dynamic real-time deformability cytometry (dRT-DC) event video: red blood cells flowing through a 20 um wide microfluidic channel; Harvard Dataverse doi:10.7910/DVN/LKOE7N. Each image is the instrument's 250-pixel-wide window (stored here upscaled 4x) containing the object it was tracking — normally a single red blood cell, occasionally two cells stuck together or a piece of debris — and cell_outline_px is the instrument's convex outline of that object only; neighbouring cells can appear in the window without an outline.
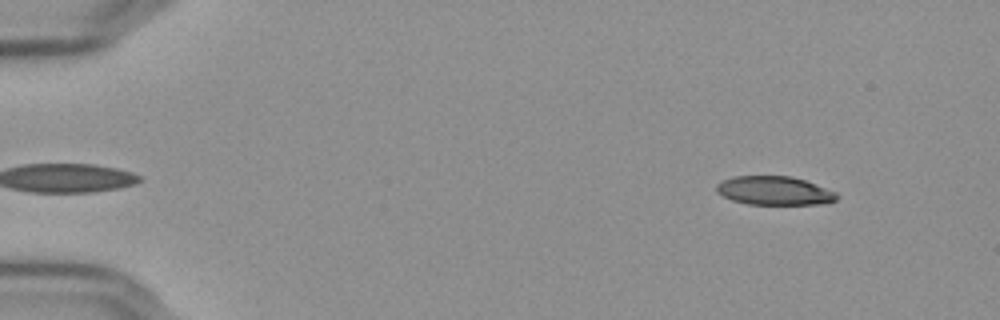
{"species": "Egyptian fruit bat (a non-hibernating species)", "species_latin": "Rousettus aegyptiacus", "temperature_condition": "cold", "stored_images_in_passage": 53, "camera_frame_rate_fps": 3000, "um_per_image_px": 0.085, "frame": {"image": 1, "passage_image": 3, "time_ms": 0.667, "image_size_px": [1000, 320], "cell_outline_px": [[840, 196], [836, 200], [828, 204], [748, 204], [732, 200], [716, 192], [716, 184], [724, 180], [736, 176], [788, 176], [804, 180], [836, 192]], "centroid_in_image_um": [65.84, 16.22], "position_along_channel_um": 19.2, "area_um2": 20.06}}
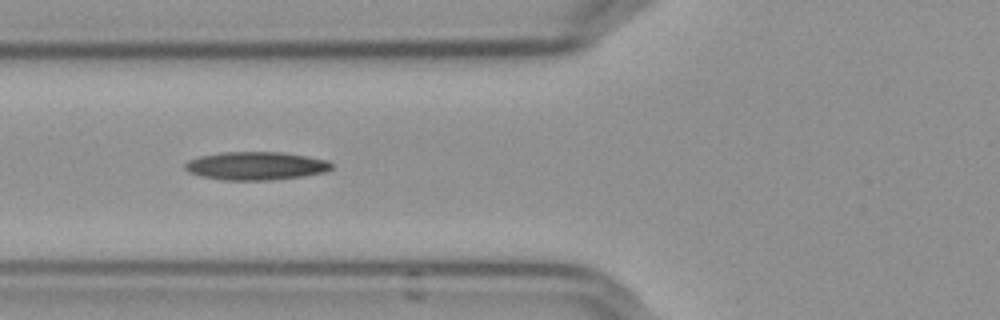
{"frame": {"image": 2, "passage_image": 19, "time_ms": 6.0, "image_size_px": [1000, 320], "cell_outline_px": [[332, 168], [324, 172], [304, 176], [268, 180], [224, 180], [200, 176], [188, 172], [184, 168], [184, 164], [188, 160], [200, 156], [224, 152], [280, 152], [328, 160], [332, 164]], "centroid_in_image_um": [21.72, 14.1], "position_along_channel_um": 104.1, "area_um2": 23.99}}
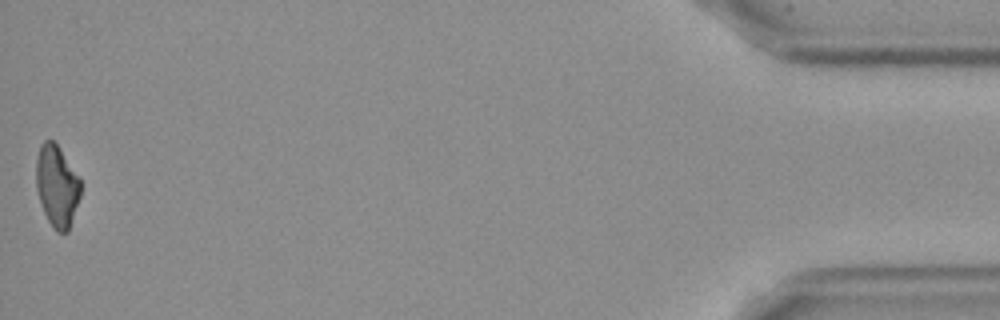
{"frame": {"image": 3, "passage_image": 53, "time_ms": 17.333, "image_size_px": [1000, 320], "cell_outline_px": [[80, 196], [68, 232], [56, 232], [48, 220], [44, 212], [36, 188], [36, 160], [40, 144], [44, 140], [52, 140], [60, 148], [80, 176]], "centroid_in_image_um": [4.84, 15.78], "position_along_channel_um": 430.4, "area_um2": 21.21}, "authors_computed_cell_mechanics": {"area_um2": 22.831, "velocity_mm_per_s": 3.6484, "shape_relaxation_time_tau1_ms": null, "shape_relaxation_time_tau2_ms": 6.1386, "deformation_change_tau1": null, "deformation_change_tau2": 0.1572}}